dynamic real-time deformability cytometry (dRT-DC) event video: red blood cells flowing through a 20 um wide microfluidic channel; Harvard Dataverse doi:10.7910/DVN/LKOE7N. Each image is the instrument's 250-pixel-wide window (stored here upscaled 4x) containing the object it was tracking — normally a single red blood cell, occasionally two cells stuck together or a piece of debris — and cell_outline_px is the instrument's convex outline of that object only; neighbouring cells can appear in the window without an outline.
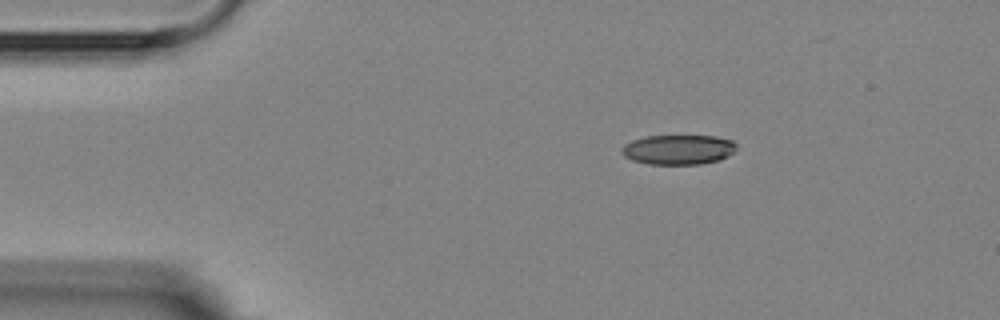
{"species": "Egyptian fruit bat (a non-hibernating species)", "species_latin": "Rousettus aegyptiacus", "temperature_condition": "room temperature", "stored_images_in_passage": 3, "camera_frame_rate_fps": 3000, "um_per_image_px": 0.085, "animal": {"sex": "female"}, "frame": {"image": 1, "passage_image": 1, "time_ms": 0.0, "image_size_px": [1000, 320], "cell_outline_px": [[736, 148], [728, 156], [716, 160], [700, 164], [648, 164], [632, 160], [624, 156], [620, 152], [620, 148], [624, 144], [632, 140], [648, 136], [716, 136], [732, 140], [736, 144]], "centroid_in_image_um": [57.62, 12.71], "position_along_channel_um": 27.4, "area_um2": 19.88}}
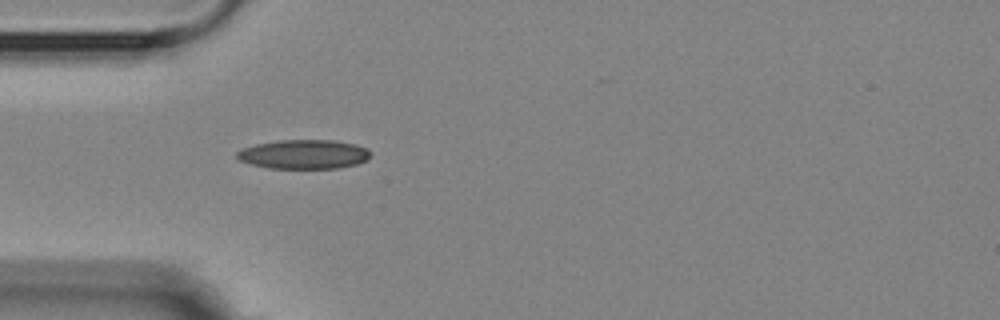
{"frame": {"image": 2, "passage_image": 3, "time_ms": 2.333, "image_size_px": [1000, 320], "cell_outline_px": [[368, 160], [356, 164], [336, 168], [268, 168], [248, 164], [240, 160], [236, 156], [236, 152], [244, 148], [256, 144], [276, 140], [332, 140], [356, 144], [368, 148]], "centroid_in_image_um": [25.8, 13.11], "position_along_channel_um": 59.2, "area_um2": 22.72}}